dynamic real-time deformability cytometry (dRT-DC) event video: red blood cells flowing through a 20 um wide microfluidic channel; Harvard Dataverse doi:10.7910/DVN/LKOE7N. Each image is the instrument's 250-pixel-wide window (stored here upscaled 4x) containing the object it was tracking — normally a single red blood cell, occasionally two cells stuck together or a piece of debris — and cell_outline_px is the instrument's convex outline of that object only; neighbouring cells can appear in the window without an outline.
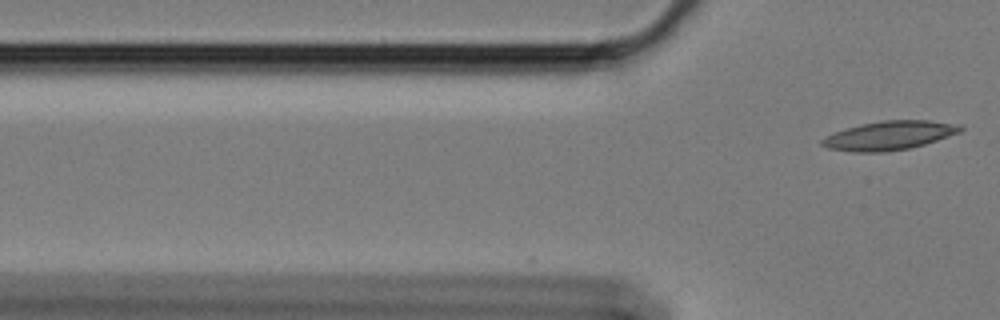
{"species": "Egyptian fruit bat (a non-hibernating species)", "species_latin": "Rousettus aegyptiacus", "temperature_condition": "cold", "stored_images_in_passage": 2, "camera_frame_rate_fps": 3000, "um_per_image_px": 0.085, "animal": {"sex": "female"}, "frame": {"image": 1, "passage_image": 2, "time_ms": 0.333, "image_size_px": [1000, 320], "cell_outline_px": [[964, 128], [960, 132], [924, 144], [908, 148], [884, 152], [856, 152], [828, 148], [820, 144], [820, 140], [836, 132], [860, 124], [880, 120], [928, 120], [960, 124]], "centroid_in_image_um": [75.61, 11.51], "position_along_channel_um": 50.2, "area_um2": 23.06}}